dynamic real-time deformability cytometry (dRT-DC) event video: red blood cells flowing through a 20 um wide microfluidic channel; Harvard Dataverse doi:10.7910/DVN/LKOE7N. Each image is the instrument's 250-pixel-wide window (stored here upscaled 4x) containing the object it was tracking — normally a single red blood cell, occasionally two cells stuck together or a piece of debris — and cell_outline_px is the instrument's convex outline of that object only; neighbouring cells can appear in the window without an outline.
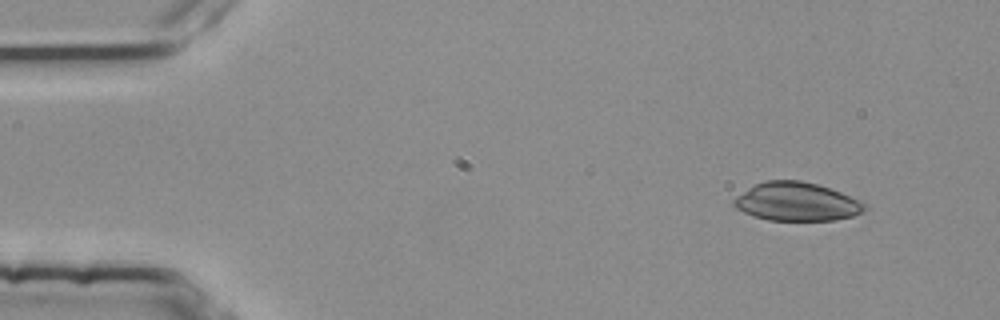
{"species": "common noctule bat (a hibernating species)", "species_latin": "Nyctalus noctula", "temperature_condition": "room temperature", "stored_images_in_passage": 3, "camera_frame_rate_fps": 3000, "um_per_image_px": 0.085, "animal": {"sex": "female", "body_mass_g": 25.1}, "frame": {"image": 1, "passage_image": 1, "time_ms": 0.0, "image_size_px": [1000, 320], "cell_outline_px": [[868, 208], [864, 212], [852, 216], [836, 220], [768, 220], [752, 216], [736, 208], [732, 204], [732, 200], [736, 196], [748, 188], [764, 180], [800, 180], [816, 184], [840, 192], [864, 204]], "centroid_in_image_um": [67.67, 17.15], "position_along_channel_um": 17.3, "area_um2": 29.19}}